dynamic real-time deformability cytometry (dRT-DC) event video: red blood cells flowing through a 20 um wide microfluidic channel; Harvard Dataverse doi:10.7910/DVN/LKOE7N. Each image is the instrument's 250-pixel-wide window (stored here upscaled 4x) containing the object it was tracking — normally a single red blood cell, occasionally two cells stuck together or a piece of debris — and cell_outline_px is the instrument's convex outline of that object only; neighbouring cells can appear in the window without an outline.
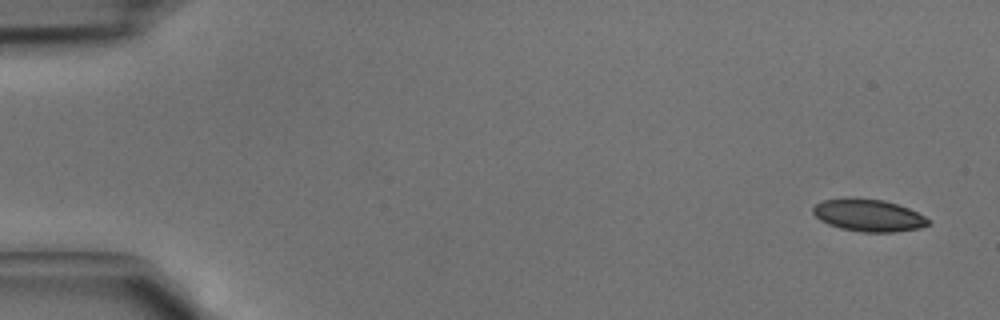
{"species": "common noctule bat (a hibernating species)", "species_latin": "Nyctalus noctula", "temperature_condition": "cold", "stored_images_in_passage": 3, "camera_frame_rate_fps": 3000, "um_per_image_px": 0.085, "animal": {"sex": "male", "body_mass_g": 15.6}, "frame": {"image": 1, "passage_image": 1, "time_ms": 0.0, "image_size_px": [1000, 320], "cell_outline_px": [[932, 224], [920, 228], [896, 232], [860, 232], [840, 228], [828, 224], [820, 220], [812, 212], [812, 208], [816, 204], [824, 200], [844, 196], [852, 196], [884, 200], [908, 208], [932, 220]], "centroid_in_image_um": [73.82, 18.29], "position_along_channel_um": 11.2, "area_um2": 22.14}}
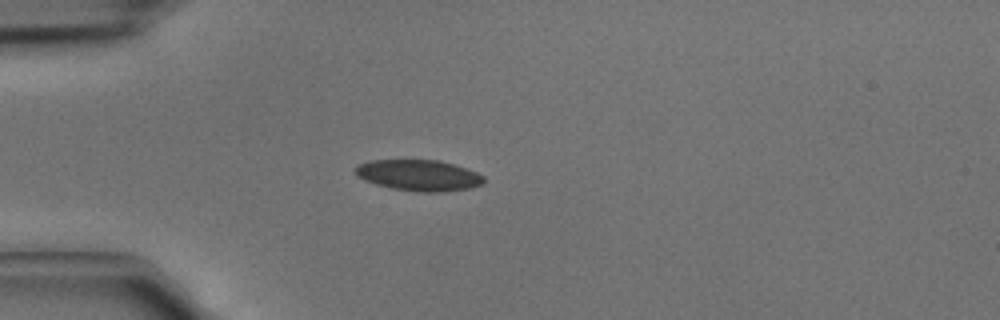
{"frame": {"image": 2, "passage_image": 3, "time_ms": 0.667, "image_size_px": [1000, 320], "cell_outline_px": [[484, 180], [480, 184], [468, 188], [444, 192], [424, 192], [392, 188], [376, 184], [364, 180], [356, 176], [352, 168], [356, 164], [368, 160], [440, 160], [476, 172], [484, 176]], "centroid_in_image_um": [35.51, 14.89], "position_along_channel_um": 49.5, "area_um2": 23.24}}